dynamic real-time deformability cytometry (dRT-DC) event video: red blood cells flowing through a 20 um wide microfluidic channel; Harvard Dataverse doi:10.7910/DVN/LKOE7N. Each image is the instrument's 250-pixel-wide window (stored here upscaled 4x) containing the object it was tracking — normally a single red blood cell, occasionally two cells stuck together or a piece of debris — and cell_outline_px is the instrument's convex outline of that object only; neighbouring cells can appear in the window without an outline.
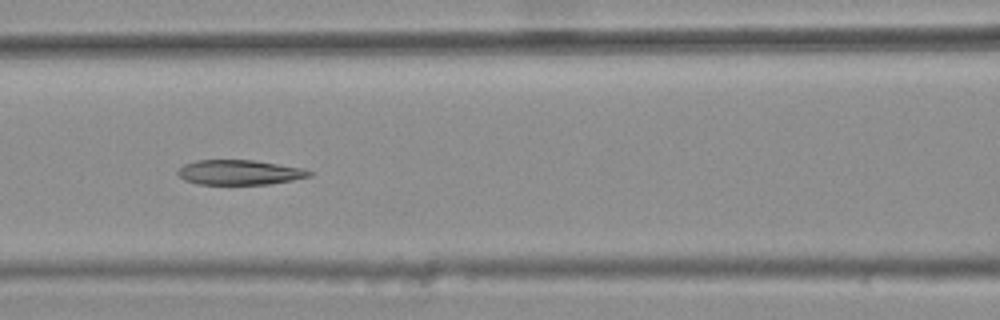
{"species": "common noctule bat (a hibernating species)", "species_latin": "Nyctalus noctula", "temperature_condition": "warm", "stored_images_in_passage": 7, "camera_frame_rate_fps": 3000, "um_per_image_px": 0.085, "animal": {"sex": "female", "body_mass_g": 25.1}, "frame": {"image": 1, "passage_image": 6, "time_ms": 1.667, "image_size_px": [1000, 320], "cell_outline_px": [[312, 176], [272, 184], [196, 184], [184, 180], [176, 172], [184, 164], [196, 160], [256, 160], [304, 168], [312, 172]], "centroid_in_image_um": [20.38, 14.65], "position_along_channel_um": 146.2, "area_um2": 19.19}}
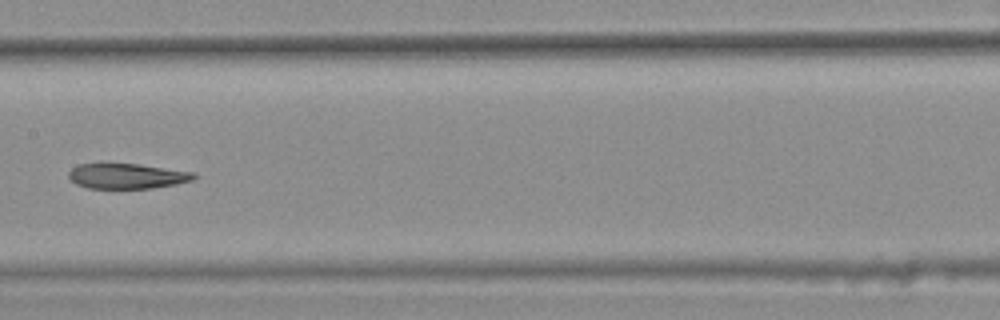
{"frame": {"image": 2, "passage_image": 7, "time_ms": 2.0, "image_size_px": [1000, 320], "cell_outline_px": [[196, 176], [192, 180], [176, 184], [152, 188], [88, 188], [76, 184], [68, 176], [68, 172], [72, 168], [80, 164], [100, 160], [140, 164], [196, 172]], "centroid_in_image_um": [10.74, 14.91], "position_along_channel_um": 196.7, "area_um2": 19.19}}